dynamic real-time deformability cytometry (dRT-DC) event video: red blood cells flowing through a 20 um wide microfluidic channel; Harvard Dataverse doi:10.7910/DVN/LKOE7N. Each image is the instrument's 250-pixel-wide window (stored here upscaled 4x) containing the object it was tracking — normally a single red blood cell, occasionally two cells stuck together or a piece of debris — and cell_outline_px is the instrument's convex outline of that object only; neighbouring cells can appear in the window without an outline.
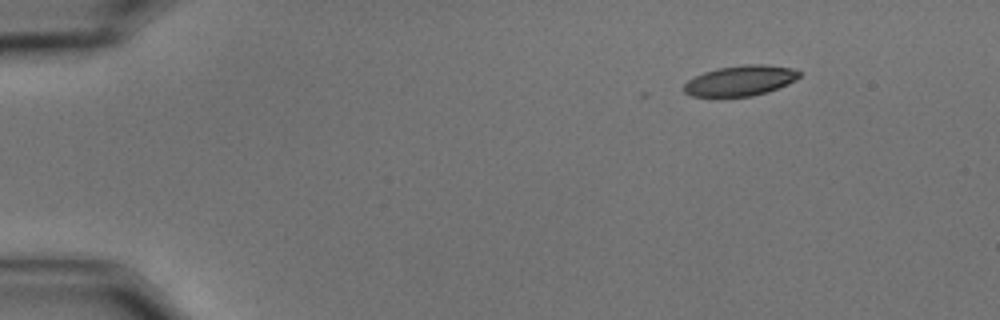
{"species": "common noctule bat (a hibernating species)", "species_latin": "Nyctalus noctula", "temperature_condition": "cold", "stored_images_in_passage": 7, "camera_frame_rate_fps": 3000, "um_per_image_px": 0.085, "animal": {"sex": "male", "body_mass_g": 15.6}, "frame": {"image": 1, "passage_image": 1, "time_ms": 0.0, "image_size_px": [1000, 320], "cell_outline_px": [[800, 76], [796, 80], [788, 84], [768, 92], [752, 96], [692, 96], [684, 92], [684, 84], [688, 80], [704, 72], [716, 68], [744, 64], [764, 64], [792, 68], [800, 72]], "centroid_in_image_um": [62.95, 6.84], "position_along_channel_um": 22.1, "area_um2": 20.4}}